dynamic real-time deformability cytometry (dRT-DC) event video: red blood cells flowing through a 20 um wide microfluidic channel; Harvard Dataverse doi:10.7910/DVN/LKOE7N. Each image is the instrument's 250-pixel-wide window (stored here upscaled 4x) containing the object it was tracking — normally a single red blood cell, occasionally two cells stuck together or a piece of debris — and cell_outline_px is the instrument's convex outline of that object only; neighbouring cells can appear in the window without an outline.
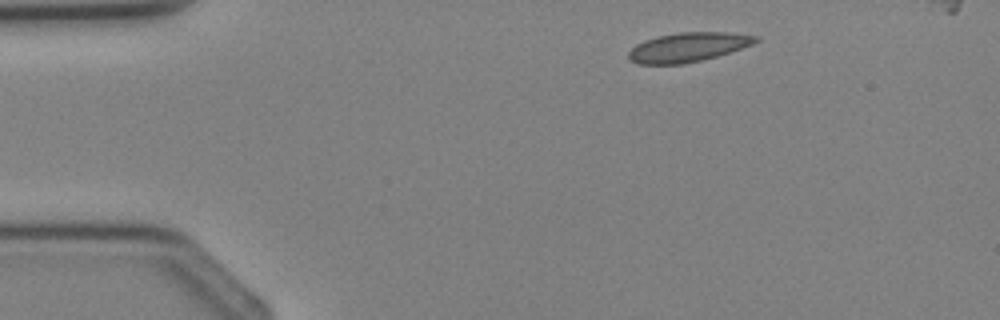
{"species": "Egyptian fruit bat (a non-hibernating species)", "species_latin": "Rousettus aegyptiacus", "temperature_condition": "cold", "stored_images_in_passage": 3, "camera_frame_rate_fps": 3000, "um_per_image_px": 0.085, "animal": {"sex": "female"}, "frame": {"image": 1, "passage_image": 1, "time_ms": 0.0, "image_size_px": [1000, 320], "cell_outline_px": [[760, 40], [752, 44], [716, 56], [684, 64], [636, 64], [628, 60], [628, 52], [636, 44], [644, 40], [656, 36], [680, 32], [728, 32], [760, 36]], "centroid_in_image_um": [58.44, 4.0], "position_along_channel_um": 26.6, "area_um2": 21.73}}